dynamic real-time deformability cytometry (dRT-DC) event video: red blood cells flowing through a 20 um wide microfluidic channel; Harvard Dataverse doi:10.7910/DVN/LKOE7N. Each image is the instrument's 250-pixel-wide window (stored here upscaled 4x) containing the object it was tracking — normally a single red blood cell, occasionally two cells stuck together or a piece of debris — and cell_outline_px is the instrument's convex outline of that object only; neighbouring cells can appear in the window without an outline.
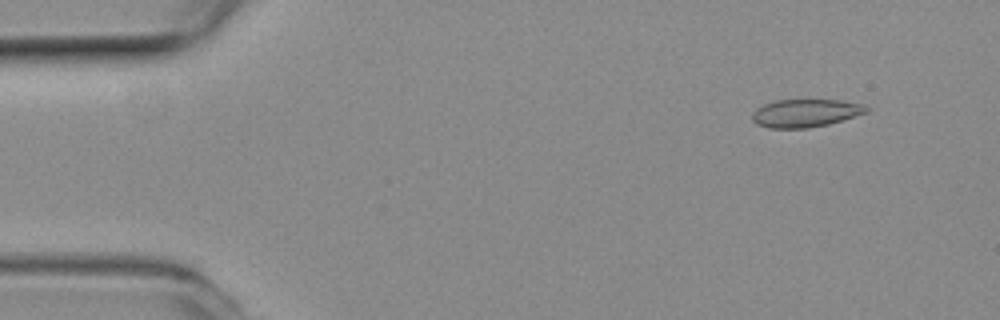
{"species": "common noctule bat (a hibernating species)", "species_latin": "Nyctalus noctula", "temperature_condition": "room temperature", "stored_images_in_passage": 55, "camera_frame_rate_fps": 3000, "um_per_image_px": 0.085, "animal": {"sex": "female", "body_mass_g": 19.3, "forearm_length_mm": 54.1}, "frame": {"image": 1, "passage_image": 5, "time_ms": 1.333, "image_size_px": [1000, 320], "cell_outline_px": [[868, 112], [828, 124], [808, 128], [768, 128], [756, 124], [752, 120], [752, 112], [756, 108], [764, 104], [776, 100], [836, 100], [860, 104], [868, 108]], "centroid_in_image_um": [68.4, 9.62], "position_along_channel_um": 16.6, "area_um2": 18.44}}
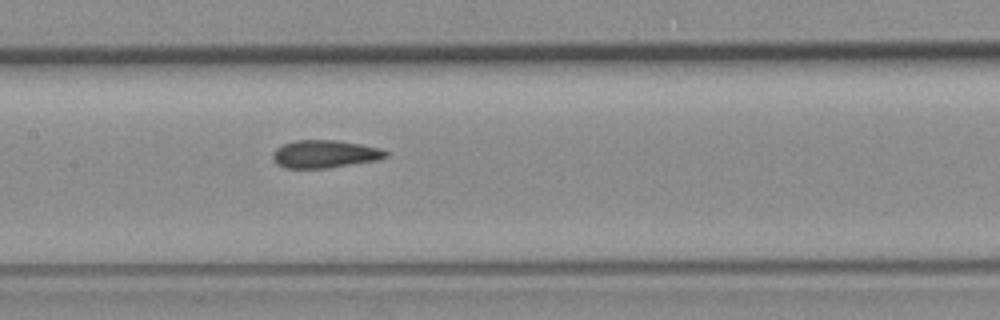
{"frame": {"image": 2, "passage_image": 26, "time_ms": 8.333, "image_size_px": [1000, 320], "cell_outline_px": [[388, 156], [380, 160], [328, 168], [284, 168], [276, 164], [272, 156], [272, 152], [276, 148], [284, 144], [296, 140], [336, 140], [360, 144], [380, 148], [388, 152]], "centroid_in_image_um": [27.61, 13.1], "position_along_channel_um": 179.8, "area_um2": 18.44}}
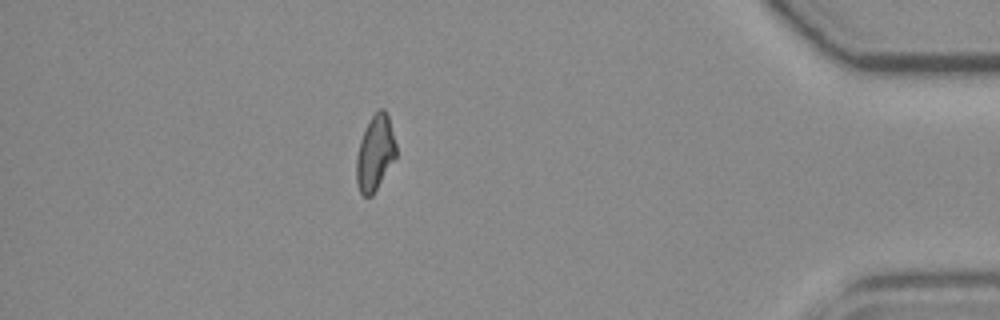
{"frame": {"image": 3, "passage_image": 48, "time_ms": 15.667, "image_size_px": [1000, 320], "cell_outline_px": [[396, 156], [372, 196], [364, 196], [360, 192], [356, 180], [356, 156], [360, 140], [372, 116], [380, 108], [384, 108], [388, 116], [396, 144]], "centroid_in_image_um": [31.87, 13.01], "position_along_channel_um": 403.3, "area_um2": 17.11}, "authors_computed_cell_mechanics": {"area_um2": 18.3804, "velocity_mm_per_s": 3.7246, "shape_relaxation_time_tau1_ms": null, "shape_relaxation_time_tau2_ms": 2.2703, "deformation_change_tau1": null, "deformation_change_tau2": 0.0875}}